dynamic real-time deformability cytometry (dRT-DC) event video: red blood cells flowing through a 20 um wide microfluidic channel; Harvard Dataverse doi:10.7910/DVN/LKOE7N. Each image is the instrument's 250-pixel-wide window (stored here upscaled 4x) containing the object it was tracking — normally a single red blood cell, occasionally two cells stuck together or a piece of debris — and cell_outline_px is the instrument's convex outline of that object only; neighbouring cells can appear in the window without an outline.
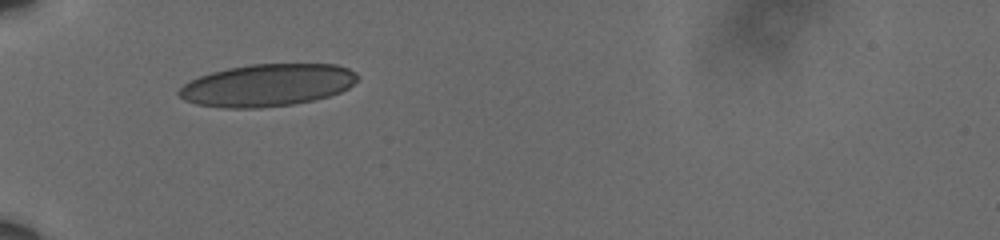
{"species": "human", "species_latin": "Homo sapiens", "temperature_condition": "cold", "stored_images_in_passage": 13, "camera_frame_rate_fps": 3000, "um_per_image_px": 0.085, "donor": {"sex": "male"}, "frame": {"image": 1, "passage_image": 1, "time_ms": 0.0, "image_size_px": [1000, 240], "cell_outline_px": [[360, 76], [348, 88], [340, 92], [328, 96], [312, 100], [292, 104], [260, 108], [224, 108], [196, 104], [184, 100], [176, 92], [184, 84], [200, 76], [212, 72], [228, 68], [252, 64], [336, 64], [348, 68], [356, 72]], "centroid_in_image_um": [22.72, 7.24], "position_along_channel_um": 62.3, "area_um2": 43.93}}
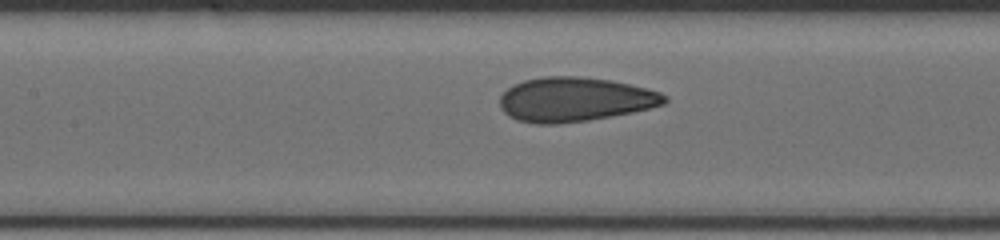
{"frame": {"image": 2, "passage_image": 8, "time_ms": 2.333, "image_size_px": [1000, 240], "cell_outline_px": [[668, 100], [664, 104], [632, 112], [612, 116], [588, 120], [556, 124], [536, 124], [516, 120], [504, 112], [500, 108], [500, 96], [512, 84], [524, 80], [544, 76], [576, 76], [612, 80], [660, 92], [668, 96]], "centroid_in_image_um": [48.83, 8.45], "position_along_channel_um": 158.6, "area_um2": 42.54}}
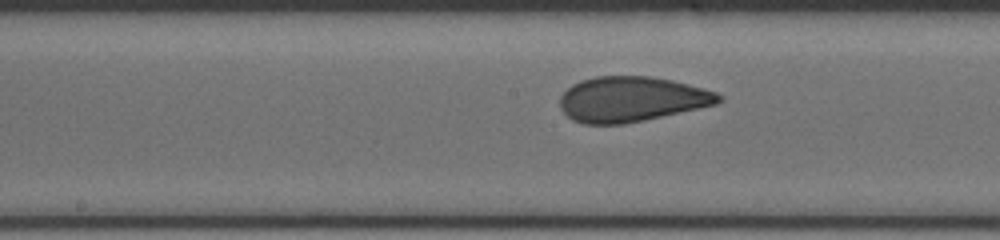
{"frame": {"image": 3, "passage_image": 11, "time_ms": 3.333, "image_size_px": [1000, 240], "cell_outline_px": [[724, 100], [716, 104], [644, 120], [624, 124], [584, 124], [572, 120], [560, 108], [560, 96], [572, 84], [580, 80], [596, 76], [652, 76], [672, 80], [704, 88], [716, 92], [724, 96]], "centroid_in_image_um": [53.68, 8.42], "position_along_channel_um": 194.5, "area_um2": 41.85}}